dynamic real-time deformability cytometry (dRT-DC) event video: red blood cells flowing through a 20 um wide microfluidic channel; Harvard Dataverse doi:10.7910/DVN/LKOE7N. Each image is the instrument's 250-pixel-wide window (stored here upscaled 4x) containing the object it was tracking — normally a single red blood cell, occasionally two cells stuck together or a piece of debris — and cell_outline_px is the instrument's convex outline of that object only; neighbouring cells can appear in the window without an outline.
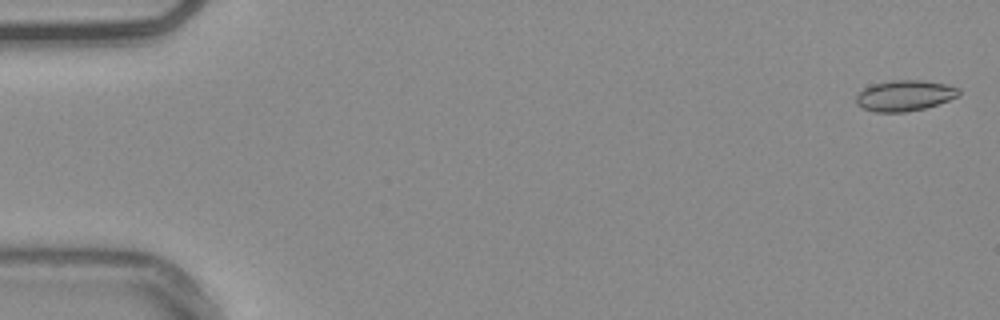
{"species": "common noctule bat (a hibernating species)", "species_latin": "Nyctalus noctula", "temperature_condition": "warm", "stored_images_in_passage": 55, "camera_frame_rate_fps": 3000, "um_per_image_px": 0.085, "animal": {"sex": "male", "body_mass_g": 20.4}, "frame": {"image": 1, "passage_image": 2, "time_ms": 0.333, "image_size_px": [1000, 320], "cell_outline_px": [[960, 96], [924, 108], [904, 112], [876, 112], [864, 108], [856, 104], [856, 96], [864, 88], [872, 84], [896, 80], [920, 80], [944, 84], [960, 88]], "centroid_in_image_um": [76.9, 8.12], "position_along_channel_um": 8.1, "area_um2": 18.21}}
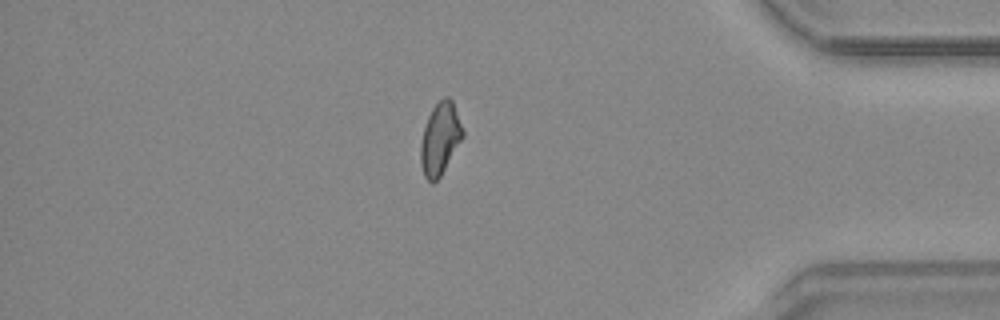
{"frame": {"image": 2, "passage_image": 47, "time_ms": 15.333, "image_size_px": [1000, 320], "cell_outline_px": [[464, 136], [440, 176], [432, 184], [424, 176], [420, 164], [420, 144], [424, 128], [428, 116], [432, 108], [444, 96], [448, 96], [452, 100], [464, 132]], "centroid_in_image_um": [37.39, 11.79], "position_along_channel_um": 397.8, "area_um2": 17.57}}
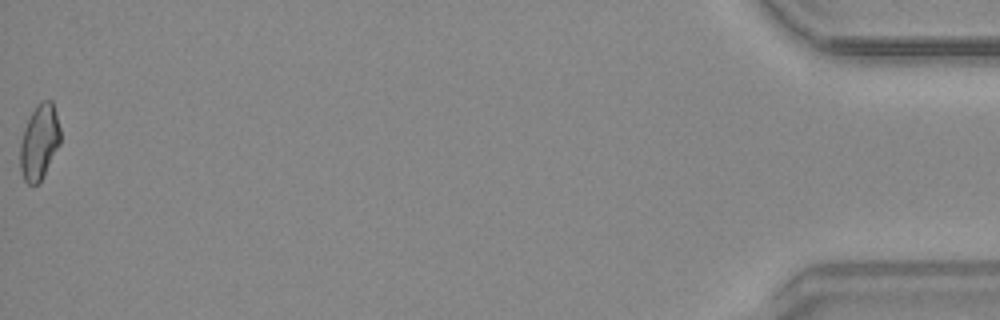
{"frame": {"image": 3, "passage_image": 55, "time_ms": 18.0, "image_size_px": [1000, 320], "cell_outline_px": [[60, 144], [40, 180], [36, 184], [28, 184], [24, 180], [20, 168], [20, 144], [24, 128], [36, 104], [40, 100], [52, 100], [60, 128]], "centroid_in_image_um": [3.34, 12.03], "position_along_channel_um": 431.9, "area_um2": 17.4}, "authors_computed_cell_mechanics": {"area_um2": 17.629, "velocity_mm_per_s": 3.7877, "shape_relaxation_time_tau1_ms": null, "shape_relaxation_time_tau2_ms": 1.5726, "deformation_change_tau1": null, "deformation_change_tau2": 0.0716}}